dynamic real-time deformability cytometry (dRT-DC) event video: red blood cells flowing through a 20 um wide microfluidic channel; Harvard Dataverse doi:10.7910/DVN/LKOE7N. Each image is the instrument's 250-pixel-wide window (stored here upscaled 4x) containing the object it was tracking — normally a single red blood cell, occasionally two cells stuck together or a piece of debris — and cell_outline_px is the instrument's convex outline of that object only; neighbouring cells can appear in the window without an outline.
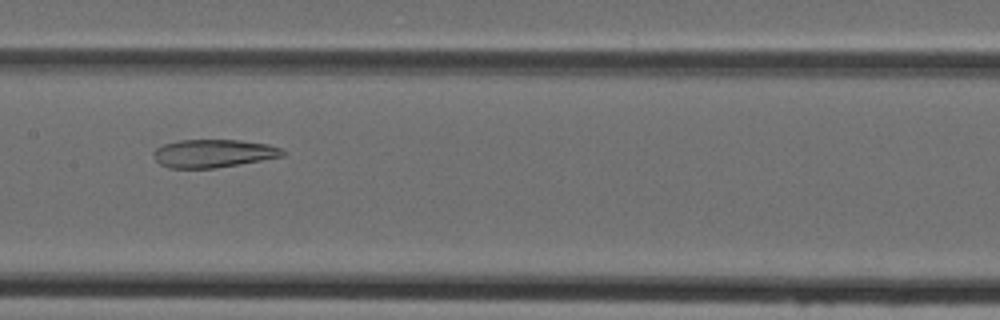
{"species": "Egyptian fruit bat (a non-hibernating species)", "species_latin": "Rousettus aegyptiacus", "temperature_condition": "cold", "stored_images_in_passage": 34, "camera_frame_rate_fps": 3000, "um_per_image_px": 0.085, "animal": {"sex": "female"}, "frame": {"image": 1, "passage_image": 10, "time_ms": 3.0, "image_size_px": [1000, 320], "cell_outline_px": [[288, 152], [284, 156], [216, 168], [168, 168], [160, 164], [152, 156], [152, 152], [156, 148], [164, 144], [180, 140], [240, 140], [268, 144], [280, 148]], "centroid_in_image_um": [18.13, 13.04], "position_along_channel_um": 189.3, "area_um2": 21.21}}
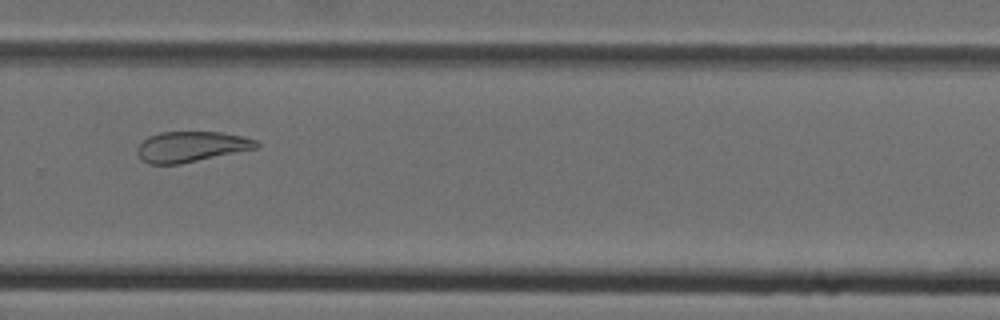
{"frame": {"image": 2, "passage_image": 19, "time_ms": 6.0, "image_size_px": [1000, 320], "cell_outline_px": [[260, 148], [180, 164], [148, 164], [140, 160], [136, 152], [136, 148], [148, 136], [160, 132], [220, 132], [240, 136], [256, 140], [260, 144]], "centroid_in_image_um": [16.24, 12.48], "position_along_channel_um": 313.6, "area_um2": 21.39}}
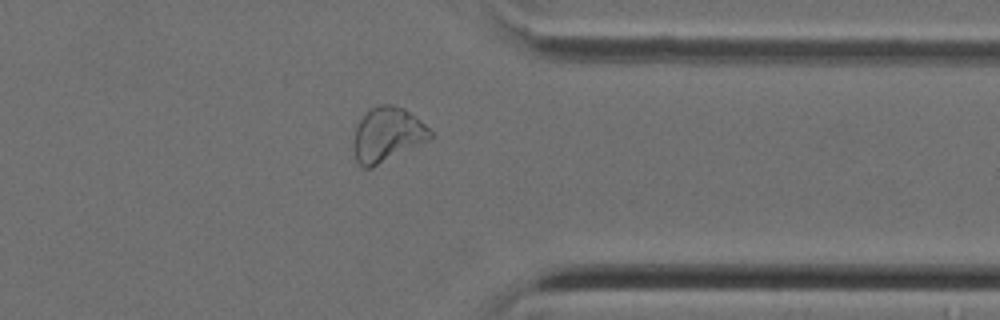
{"frame": {"image": 3, "passage_image": 24, "time_ms": 7.667, "image_size_px": [1000, 320], "cell_outline_px": [[432, 136], [428, 140], [372, 168], [364, 168], [356, 160], [352, 148], [352, 140], [356, 128], [360, 120], [372, 108], [380, 104], [392, 104], [404, 108], [416, 116], [432, 132]], "centroid_in_image_um": [32.9, 11.45], "position_along_channel_um": 378.5, "area_um2": 24.22}}